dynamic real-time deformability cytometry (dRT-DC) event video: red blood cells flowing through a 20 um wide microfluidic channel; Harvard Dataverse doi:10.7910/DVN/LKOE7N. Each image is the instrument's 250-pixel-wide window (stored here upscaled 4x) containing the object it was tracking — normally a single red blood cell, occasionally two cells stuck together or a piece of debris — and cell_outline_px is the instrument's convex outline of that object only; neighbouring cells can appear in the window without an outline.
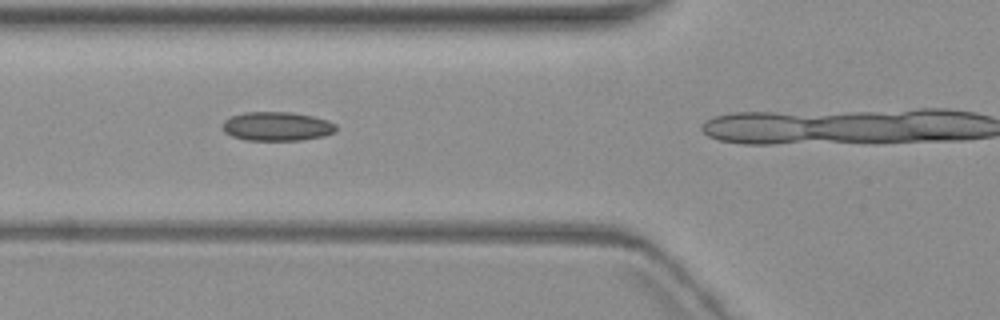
{"species": "common noctule bat (a hibernating species)", "species_latin": "Nyctalus noctula", "temperature_condition": "warm", "stored_images_in_passage": 6, "camera_frame_rate_fps": 3000, "um_per_image_px": 0.085, "animal": {"sex": "female", "body_mass_g": 19.3, "forearm_length_mm": 54.1}, "frame": {"image": 1, "passage_image": 5, "time_ms": 4.667, "image_size_px": [1000, 320], "cell_outline_px": [[336, 132], [324, 136], [304, 140], [244, 140], [232, 136], [224, 132], [220, 124], [224, 120], [232, 116], [244, 112], [288, 112], [312, 116], [328, 120], [336, 124]], "centroid_in_image_um": [23.53, 10.74], "position_along_channel_um": 102.3, "area_um2": 19.36}}